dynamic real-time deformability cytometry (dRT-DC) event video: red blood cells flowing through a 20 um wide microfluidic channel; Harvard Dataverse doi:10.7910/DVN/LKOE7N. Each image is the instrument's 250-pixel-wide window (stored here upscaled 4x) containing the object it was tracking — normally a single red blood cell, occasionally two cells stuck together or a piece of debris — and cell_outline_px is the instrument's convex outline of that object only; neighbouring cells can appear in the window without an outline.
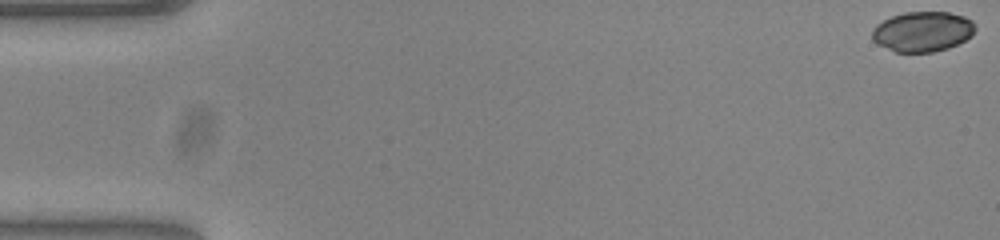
{"species": "common noctule bat (a hibernating species)", "species_latin": "Nyctalus noctula", "temperature_condition": "warm", "stored_images_in_passage": 4, "camera_frame_rate_fps": 3000, "um_per_image_px": 0.085, "animal": {"sex": "female", "body_mass_g": 23.0, "forearm_length_mm": 53.4}, "frame": {"image": 1, "passage_image": 1, "time_ms": 0.0, "image_size_px": [1000, 240], "cell_outline_px": [[976, 28], [972, 36], [948, 48], [932, 52], [896, 52], [876, 44], [872, 40], [872, 28], [876, 24], [892, 16], [904, 12], [948, 12], [964, 16], [972, 20]], "centroid_in_image_um": [78.4, 2.68], "position_along_channel_um": 6.6, "area_um2": 24.22}}